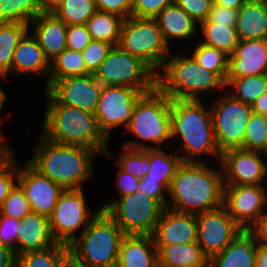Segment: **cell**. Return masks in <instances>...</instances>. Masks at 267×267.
I'll return each instance as SVG.
<instances>
[{
  "instance_id": "6da1fadb",
  "label": "cell",
  "mask_w": 267,
  "mask_h": 267,
  "mask_svg": "<svg viewBox=\"0 0 267 267\" xmlns=\"http://www.w3.org/2000/svg\"><path fill=\"white\" fill-rule=\"evenodd\" d=\"M170 118L172 145L181 141V147L175 151L182 162H206L204 157L211 156L210 160L218 161L215 166L219 164L221 154L214 135L210 106L205 99L171 100Z\"/></svg>"
},
{
  "instance_id": "7a4b0ae2",
  "label": "cell",
  "mask_w": 267,
  "mask_h": 267,
  "mask_svg": "<svg viewBox=\"0 0 267 267\" xmlns=\"http://www.w3.org/2000/svg\"><path fill=\"white\" fill-rule=\"evenodd\" d=\"M218 166L219 169L206 162H182L170 184L166 207L196 215L223 206L224 182L221 165Z\"/></svg>"
},
{
  "instance_id": "3957f363",
  "label": "cell",
  "mask_w": 267,
  "mask_h": 267,
  "mask_svg": "<svg viewBox=\"0 0 267 267\" xmlns=\"http://www.w3.org/2000/svg\"><path fill=\"white\" fill-rule=\"evenodd\" d=\"M39 140V141H38ZM27 161L42 175L64 189H83L94 178V160L98 154L81 146L59 144L41 134Z\"/></svg>"
},
{
  "instance_id": "277c9868",
  "label": "cell",
  "mask_w": 267,
  "mask_h": 267,
  "mask_svg": "<svg viewBox=\"0 0 267 267\" xmlns=\"http://www.w3.org/2000/svg\"><path fill=\"white\" fill-rule=\"evenodd\" d=\"M41 135L47 140L106 153L109 140L99 130L95 115L77 107L60 104L47 90Z\"/></svg>"
},
{
  "instance_id": "5b68a950",
  "label": "cell",
  "mask_w": 267,
  "mask_h": 267,
  "mask_svg": "<svg viewBox=\"0 0 267 267\" xmlns=\"http://www.w3.org/2000/svg\"><path fill=\"white\" fill-rule=\"evenodd\" d=\"M172 54L171 50L163 67L156 74V86L171 100L205 98L208 101L210 97H217L216 92L218 95L224 92L225 82L215 72L199 65L192 55L179 52ZM205 93L211 96L206 99Z\"/></svg>"
},
{
  "instance_id": "8992f818",
  "label": "cell",
  "mask_w": 267,
  "mask_h": 267,
  "mask_svg": "<svg viewBox=\"0 0 267 267\" xmlns=\"http://www.w3.org/2000/svg\"><path fill=\"white\" fill-rule=\"evenodd\" d=\"M170 107L171 99L157 86L144 93L126 127V132L139 140H127L122 146L133 150L159 149L164 144L167 148L172 146Z\"/></svg>"
},
{
  "instance_id": "52a82bcc",
  "label": "cell",
  "mask_w": 267,
  "mask_h": 267,
  "mask_svg": "<svg viewBox=\"0 0 267 267\" xmlns=\"http://www.w3.org/2000/svg\"><path fill=\"white\" fill-rule=\"evenodd\" d=\"M124 236L116 222L100 210L68 247L85 267H117Z\"/></svg>"
},
{
  "instance_id": "ba28073f",
  "label": "cell",
  "mask_w": 267,
  "mask_h": 267,
  "mask_svg": "<svg viewBox=\"0 0 267 267\" xmlns=\"http://www.w3.org/2000/svg\"><path fill=\"white\" fill-rule=\"evenodd\" d=\"M117 46L122 51L140 58L156 74L172 50L164 41L156 19L133 16L124 19Z\"/></svg>"
},
{
  "instance_id": "9c48e42d",
  "label": "cell",
  "mask_w": 267,
  "mask_h": 267,
  "mask_svg": "<svg viewBox=\"0 0 267 267\" xmlns=\"http://www.w3.org/2000/svg\"><path fill=\"white\" fill-rule=\"evenodd\" d=\"M209 103L213 130L220 154L243 146L246 125L252 114L251 105L234 98L224 90Z\"/></svg>"
},
{
  "instance_id": "30bf717a",
  "label": "cell",
  "mask_w": 267,
  "mask_h": 267,
  "mask_svg": "<svg viewBox=\"0 0 267 267\" xmlns=\"http://www.w3.org/2000/svg\"><path fill=\"white\" fill-rule=\"evenodd\" d=\"M102 86H125L140 90L156 87V73L140 58L114 46L94 72Z\"/></svg>"
},
{
  "instance_id": "8fae6325",
  "label": "cell",
  "mask_w": 267,
  "mask_h": 267,
  "mask_svg": "<svg viewBox=\"0 0 267 267\" xmlns=\"http://www.w3.org/2000/svg\"><path fill=\"white\" fill-rule=\"evenodd\" d=\"M84 195V189H65L57 200L49 216L50 230L57 243L70 245L101 210L91 212Z\"/></svg>"
},
{
  "instance_id": "7c38bea8",
  "label": "cell",
  "mask_w": 267,
  "mask_h": 267,
  "mask_svg": "<svg viewBox=\"0 0 267 267\" xmlns=\"http://www.w3.org/2000/svg\"><path fill=\"white\" fill-rule=\"evenodd\" d=\"M165 208L143 192H134L115 201L105 212L125 235H152Z\"/></svg>"
},
{
  "instance_id": "4fadbf2b",
  "label": "cell",
  "mask_w": 267,
  "mask_h": 267,
  "mask_svg": "<svg viewBox=\"0 0 267 267\" xmlns=\"http://www.w3.org/2000/svg\"><path fill=\"white\" fill-rule=\"evenodd\" d=\"M149 91L125 86H102L93 114L99 130L108 140H111L113 128L127 127L137 101Z\"/></svg>"
},
{
  "instance_id": "5bb4252c",
  "label": "cell",
  "mask_w": 267,
  "mask_h": 267,
  "mask_svg": "<svg viewBox=\"0 0 267 267\" xmlns=\"http://www.w3.org/2000/svg\"><path fill=\"white\" fill-rule=\"evenodd\" d=\"M196 217L197 243L209 260L222 252L243 231L224 206L196 214Z\"/></svg>"
},
{
  "instance_id": "9a60e30c",
  "label": "cell",
  "mask_w": 267,
  "mask_h": 267,
  "mask_svg": "<svg viewBox=\"0 0 267 267\" xmlns=\"http://www.w3.org/2000/svg\"><path fill=\"white\" fill-rule=\"evenodd\" d=\"M266 185H224L223 206L247 230L267 208Z\"/></svg>"
},
{
  "instance_id": "2e32d148",
  "label": "cell",
  "mask_w": 267,
  "mask_h": 267,
  "mask_svg": "<svg viewBox=\"0 0 267 267\" xmlns=\"http://www.w3.org/2000/svg\"><path fill=\"white\" fill-rule=\"evenodd\" d=\"M219 163L224 185H265L267 167L259 151L231 149L221 154Z\"/></svg>"
},
{
  "instance_id": "e0dca14e",
  "label": "cell",
  "mask_w": 267,
  "mask_h": 267,
  "mask_svg": "<svg viewBox=\"0 0 267 267\" xmlns=\"http://www.w3.org/2000/svg\"><path fill=\"white\" fill-rule=\"evenodd\" d=\"M17 184L22 188L30 203L31 211L49 217L60 195L62 186L42 175L28 161L18 163Z\"/></svg>"
},
{
  "instance_id": "ac0fdd59",
  "label": "cell",
  "mask_w": 267,
  "mask_h": 267,
  "mask_svg": "<svg viewBox=\"0 0 267 267\" xmlns=\"http://www.w3.org/2000/svg\"><path fill=\"white\" fill-rule=\"evenodd\" d=\"M102 85L94 74L70 76L55 81L47 91L60 103L94 113Z\"/></svg>"
},
{
  "instance_id": "d6986e66",
  "label": "cell",
  "mask_w": 267,
  "mask_h": 267,
  "mask_svg": "<svg viewBox=\"0 0 267 267\" xmlns=\"http://www.w3.org/2000/svg\"><path fill=\"white\" fill-rule=\"evenodd\" d=\"M267 73V39L239 40L229 56L225 86L233 78Z\"/></svg>"
},
{
  "instance_id": "ffe728a7",
  "label": "cell",
  "mask_w": 267,
  "mask_h": 267,
  "mask_svg": "<svg viewBox=\"0 0 267 267\" xmlns=\"http://www.w3.org/2000/svg\"><path fill=\"white\" fill-rule=\"evenodd\" d=\"M198 223L195 214L165 208L152 237L155 245L190 244L197 242Z\"/></svg>"
},
{
  "instance_id": "44dd1931",
  "label": "cell",
  "mask_w": 267,
  "mask_h": 267,
  "mask_svg": "<svg viewBox=\"0 0 267 267\" xmlns=\"http://www.w3.org/2000/svg\"><path fill=\"white\" fill-rule=\"evenodd\" d=\"M29 25V31L32 28L30 33L36 38L49 61L67 48V25L52 12H41Z\"/></svg>"
},
{
  "instance_id": "7402d4cb",
  "label": "cell",
  "mask_w": 267,
  "mask_h": 267,
  "mask_svg": "<svg viewBox=\"0 0 267 267\" xmlns=\"http://www.w3.org/2000/svg\"><path fill=\"white\" fill-rule=\"evenodd\" d=\"M50 61L29 30L20 39L12 58L11 75H38L49 78Z\"/></svg>"
},
{
  "instance_id": "603a6c76",
  "label": "cell",
  "mask_w": 267,
  "mask_h": 267,
  "mask_svg": "<svg viewBox=\"0 0 267 267\" xmlns=\"http://www.w3.org/2000/svg\"><path fill=\"white\" fill-rule=\"evenodd\" d=\"M56 243L50 230L49 217L31 212L20 220L17 255L29 251L45 250Z\"/></svg>"
},
{
  "instance_id": "cb8c5ba5",
  "label": "cell",
  "mask_w": 267,
  "mask_h": 267,
  "mask_svg": "<svg viewBox=\"0 0 267 267\" xmlns=\"http://www.w3.org/2000/svg\"><path fill=\"white\" fill-rule=\"evenodd\" d=\"M117 267H158L152 235H125L120 244Z\"/></svg>"
},
{
  "instance_id": "d4e9b609",
  "label": "cell",
  "mask_w": 267,
  "mask_h": 267,
  "mask_svg": "<svg viewBox=\"0 0 267 267\" xmlns=\"http://www.w3.org/2000/svg\"><path fill=\"white\" fill-rule=\"evenodd\" d=\"M155 19L168 46H171L169 42L173 39L174 42L175 40L191 42V39L198 34L199 24L175 3L166 6Z\"/></svg>"
},
{
  "instance_id": "484cf974",
  "label": "cell",
  "mask_w": 267,
  "mask_h": 267,
  "mask_svg": "<svg viewBox=\"0 0 267 267\" xmlns=\"http://www.w3.org/2000/svg\"><path fill=\"white\" fill-rule=\"evenodd\" d=\"M257 242L247 231H241L220 253L209 260L210 267H254Z\"/></svg>"
},
{
  "instance_id": "4316f807",
  "label": "cell",
  "mask_w": 267,
  "mask_h": 267,
  "mask_svg": "<svg viewBox=\"0 0 267 267\" xmlns=\"http://www.w3.org/2000/svg\"><path fill=\"white\" fill-rule=\"evenodd\" d=\"M155 246L158 267H210L209 258L197 242Z\"/></svg>"
},
{
  "instance_id": "83f0119b",
  "label": "cell",
  "mask_w": 267,
  "mask_h": 267,
  "mask_svg": "<svg viewBox=\"0 0 267 267\" xmlns=\"http://www.w3.org/2000/svg\"><path fill=\"white\" fill-rule=\"evenodd\" d=\"M235 29L239 40L267 39L265 0H248L239 9Z\"/></svg>"
},
{
  "instance_id": "f1b7e54d",
  "label": "cell",
  "mask_w": 267,
  "mask_h": 267,
  "mask_svg": "<svg viewBox=\"0 0 267 267\" xmlns=\"http://www.w3.org/2000/svg\"><path fill=\"white\" fill-rule=\"evenodd\" d=\"M87 74L90 72L86 69L82 53L66 48L50 61L49 78L46 80L44 90H47L57 80Z\"/></svg>"
},
{
  "instance_id": "f546056e",
  "label": "cell",
  "mask_w": 267,
  "mask_h": 267,
  "mask_svg": "<svg viewBox=\"0 0 267 267\" xmlns=\"http://www.w3.org/2000/svg\"><path fill=\"white\" fill-rule=\"evenodd\" d=\"M165 146L159 149H150V169L146 176L159 182L169 190L170 184L182 159L176 151H164ZM170 152V153H169Z\"/></svg>"
},
{
  "instance_id": "4dcf8cb0",
  "label": "cell",
  "mask_w": 267,
  "mask_h": 267,
  "mask_svg": "<svg viewBox=\"0 0 267 267\" xmlns=\"http://www.w3.org/2000/svg\"><path fill=\"white\" fill-rule=\"evenodd\" d=\"M124 18L106 11L97 10L86 23L91 39L118 45Z\"/></svg>"
},
{
  "instance_id": "1f68e13d",
  "label": "cell",
  "mask_w": 267,
  "mask_h": 267,
  "mask_svg": "<svg viewBox=\"0 0 267 267\" xmlns=\"http://www.w3.org/2000/svg\"><path fill=\"white\" fill-rule=\"evenodd\" d=\"M23 23H0V77L11 75L13 53L23 35L29 30Z\"/></svg>"
},
{
  "instance_id": "d6a6232c",
  "label": "cell",
  "mask_w": 267,
  "mask_h": 267,
  "mask_svg": "<svg viewBox=\"0 0 267 267\" xmlns=\"http://www.w3.org/2000/svg\"><path fill=\"white\" fill-rule=\"evenodd\" d=\"M198 31L201 33L199 41L232 55L239 39L235 26L219 23H200ZM201 39V40H200Z\"/></svg>"
},
{
  "instance_id": "836d02e7",
  "label": "cell",
  "mask_w": 267,
  "mask_h": 267,
  "mask_svg": "<svg viewBox=\"0 0 267 267\" xmlns=\"http://www.w3.org/2000/svg\"><path fill=\"white\" fill-rule=\"evenodd\" d=\"M40 0H0V23H29L43 12Z\"/></svg>"
},
{
  "instance_id": "e575fe53",
  "label": "cell",
  "mask_w": 267,
  "mask_h": 267,
  "mask_svg": "<svg viewBox=\"0 0 267 267\" xmlns=\"http://www.w3.org/2000/svg\"><path fill=\"white\" fill-rule=\"evenodd\" d=\"M96 11L95 0H61L50 10L66 25L86 24Z\"/></svg>"
},
{
  "instance_id": "d590c367",
  "label": "cell",
  "mask_w": 267,
  "mask_h": 267,
  "mask_svg": "<svg viewBox=\"0 0 267 267\" xmlns=\"http://www.w3.org/2000/svg\"><path fill=\"white\" fill-rule=\"evenodd\" d=\"M120 153L111 154L109 148L106 153L102 156H106L110 160L113 159V156L117 158L114 162L125 172L131 174L134 177L139 179L146 176L147 172L150 169V149L146 150H133L126 148L124 146L120 147ZM123 151V152H122Z\"/></svg>"
},
{
  "instance_id": "8d00e7d4",
  "label": "cell",
  "mask_w": 267,
  "mask_h": 267,
  "mask_svg": "<svg viewBox=\"0 0 267 267\" xmlns=\"http://www.w3.org/2000/svg\"><path fill=\"white\" fill-rule=\"evenodd\" d=\"M225 90L234 98L252 105L255 100L267 91V74L233 78Z\"/></svg>"
},
{
  "instance_id": "74e56055",
  "label": "cell",
  "mask_w": 267,
  "mask_h": 267,
  "mask_svg": "<svg viewBox=\"0 0 267 267\" xmlns=\"http://www.w3.org/2000/svg\"><path fill=\"white\" fill-rule=\"evenodd\" d=\"M68 252V245L62 243L41 251L24 252L17 255L16 267H58L60 260Z\"/></svg>"
},
{
  "instance_id": "f35d334b",
  "label": "cell",
  "mask_w": 267,
  "mask_h": 267,
  "mask_svg": "<svg viewBox=\"0 0 267 267\" xmlns=\"http://www.w3.org/2000/svg\"><path fill=\"white\" fill-rule=\"evenodd\" d=\"M192 55L199 65L209 71L215 72L224 82L228 73L229 55L215 47L202 42H196Z\"/></svg>"
},
{
  "instance_id": "ab89813d",
  "label": "cell",
  "mask_w": 267,
  "mask_h": 267,
  "mask_svg": "<svg viewBox=\"0 0 267 267\" xmlns=\"http://www.w3.org/2000/svg\"><path fill=\"white\" fill-rule=\"evenodd\" d=\"M15 149L9 150L0 159V208L9 195V192L17 184L18 161Z\"/></svg>"
},
{
  "instance_id": "60d3db41",
  "label": "cell",
  "mask_w": 267,
  "mask_h": 267,
  "mask_svg": "<svg viewBox=\"0 0 267 267\" xmlns=\"http://www.w3.org/2000/svg\"><path fill=\"white\" fill-rule=\"evenodd\" d=\"M267 140V117L252 112L246 125L242 149L260 151Z\"/></svg>"
},
{
  "instance_id": "b9f144b4",
  "label": "cell",
  "mask_w": 267,
  "mask_h": 267,
  "mask_svg": "<svg viewBox=\"0 0 267 267\" xmlns=\"http://www.w3.org/2000/svg\"><path fill=\"white\" fill-rule=\"evenodd\" d=\"M31 212L30 203L27 200L24 191L18 184H16L3 202V205L0 208V214L21 220Z\"/></svg>"
},
{
  "instance_id": "7bdbcfd3",
  "label": "cell",
  "mask_w": 267,
  "mask_h": 267,
  "mask_svg": "<svg viewBox=\"0 0 267 267\" xmlns=\"http://www.w3.org/2000/svg\"><path fill=\"white\" fill-rule=\"evenodd\" d=\"M113 47L114 45L110 43L92 39L91 42L81 52L86 69L90 73L94 74V72L99 68L100 64L106 59Z\"/></svg>"
},
{
  "instance_id": "ee69618b",
  "label": "cell",
  "mask_w": 267,
  "mask_h": 267,
  "mask_svg": "<svg viewBox=\"0 0 267 267\" xmlns=\"http://www.w3.org/2000/svg\"><path fill=\"white\" fill-rule=\"evenodd\" d=\"M174 0H132L131 16L155 19Z\"/></svg>"
},
{
  "instance_id": "f6af8a7d",
  "label": "cell",
  "mask_w": 267,
  "mask_h": 267,
  "mask_svg": "<svg viewBox=\"0 0 267 267\" xmlns=\"http://www.w3.org/2000/svg\"><path fill=\"white\" fill-rule=\"evenodd\" d=\"M114 165L118 167V172L114 182L115 188L117 187L118 197H115L114 200L111 197V199L107 200V202L101 205L102 207L99 208L103 211H105L113 203V201L116 200V198H120L138 191L140 179L122 170L115 162Z\"/></svg>"
},
{
  "instance_id": "bcb514c9",
  "label": "cell",
  "mask_w": 267,
  "mask_h": 267,
  "mask_svg": "<svg viewBox=\"0 0 267 267\" xmlns=\"http://www.w3.org/2000/svg\"><path fill=\"white\" fill-rule=\"evenodd\" d=\"M174 3L198 24L207 20L213 4L212 0H174Z\"/></svg>"
},
{
  "instance_id": "7dc6e473",
  "label": "cell",
  "mask_w": 267,
  "mask_h": 267,
  "mask_svg": "<svg viewBox=\"0 0 267 267\" xmlns=\"http://www.w3.org/2000/svg\"><path fill=\"white\" fill-rule=\"evenodd\" d=\"M20 220L0 214V243L15 251L17 256V235Z\"/></svg>"
},
{
  "instance_id": "c3c4849f",
  "label": "cell",
  "mask_w": 267,
  "mask_h": 267,
  "mask_svg": "<svg viewBox=\"0 0 267 267\" xmlns=\"http://www.w3.org/2000/svg\"><path fill=\"white\" fill-rule=\"evenodd\" d=\"M86 24L67 25V48L82 52L91 42Z\"/></svg>"
},
{
  "instance_id": "681fc988",
  "label": "cell",
  "mask_w": 267,
  "mask_h": 267,
  "mask_svg": "<svg viewBox=\"0 0 267 267\" xmlns=\"http://www.w3.org/2000/svg\"><path fill=\"white\" fill-rule=\"evenodd\" d=\"M138 192H143L145 195L158 201L164 208L167 206L168 190L159 182V180L143 177L138 185Z\"/></svg>"
},
{
  "instance_id": "f907efd6",
  "label": "cell",
  "mask_w": 267,
  "mask_h": 267,
  "mask_svg": "<svg viewBox=\"0 0 267 267\" xmlns=\"http://www.w3.org/2000/svg\"><path fill=\"white\" fill-rule=\"evenodd\" d=\"M238 13L239 9L212 4L207 20L201 23H219L235 26L238 19Z\"/></svg>"
},
{
  "instance_id": "816d5d0a",
  "label": "cell",
  "mask_w": 267,
  "mask_h": 267,
  "mask_svg": "<svg viewBox=\"0 0 267 267\" xmlns=\"http://www.w3.org/2000/svg\"><path fill=\"white\" fill-rule=\"evenodd\" d=\"M97 10L123 17L131 16L132 0H95Z\"/></svg>"
},
{
  "instance_id": "f5cc1de1",
  "label": "cell",
  "mask_w": 267,
  "mask_h": 267,
  "mask_svg": "<svg viewBox=\"0 0 267 267\" xmlns=\"http://www.w3.org/2000/svg\"><path fill=\"white\" fill-rule=\"evenodd\" d=\"M247 231L258 244L267 246V208Z\"/></svg>"
},
{
  "instance_id": "db71d44e",
  "label": "cell",
  "mask_w": 267,
  "mask_h": 267,
  "mask_svg": "<svg viewBox=\"0 0 267 267\" xmlns=\"http://www.w3.org/2000/svg\"><path fill=\"white\" fill-rule=\"evenodd\" d=\"M15 251L0 243V267H16Z\"/></svg>"
},
{
  "instance_id": "11a10c76",
  "label": "cell",
  "mask_w": 267,
  "mask_h": 267,
  "mask_svg": "<svg viewBox=\"0 0 267 267\" xmlns=\"http://www.w3.org/2000/svg\"><path fill=\"white\" fill-rule=\"evenodd\" d=\"M252 111L267 117V91L251 105Z\"/></svg>"
},
{
  "instance_id": "9f6ffc18",
  "label": "cell",
  "mask_w": 267,
  "mask_h": 267,
  "mask_svg": "<svg viewBox=\"0 0 267 267\" xmlns=\"http://www.w3.org/2000/svg\"><path fill=\"white\" fill-rule=\"evenodd\" d=\"M254 267H267V246L257 244Z\"/></svg>"
},
{
  "instance_id": "6f0895ef",
  "label": "cell",
  "mask_w": 267,
  "mask_h": 267,
  "mask_svg": "<svg viewBox=\"0 0 267 267\" xmlns=\"http://www.w3.org/2000/svg\"><path fill=\"white\" fill-rule=\"evenodd\" d=\"M58 267H85L70 251L60 260Z\"/></svg>"
},
{
  "instance_id": "680465c9",
  "label": "cell",
  "mask_w": 267,
  "mask_h": 267,
  "mask_svg": "<svg viewBox=\"0 0 267 267\" xmlns=\"http://www.w3.org/2000/svg\"><path fill=\"white\" fill-rule=\"evenodd\" d=\"M248 0H212L213 4L222 7L240 9Z\"/></svg>"
},
{
  "instance_id": "91938a15",
  "label": "cell",
  "mask_w": 267,
  "mask_h": 267,
  "mask_svg": "<svg viewBox=\"0 0 267 267\" xmlns=\"http://www.w3.org/2000/svg\"><path fill=\"white\" fill-rule=\"evenodd\" d=\"M1 80H5L4 77H0ZM1 80H0V83H1ZM8 95L6 94V92L3 90V87H2V83L0 84V111L4 110L3 108H5L4 106V103L6 101H8ZM1 121L0 120V133L4 136L5 134L2 133V128H1Z\"/></svg>"
},
{
  "instance_id": "94428289",
  "label": "cell",
  "mask_w": 267,
  "mask_h": 267,
  "mask_svg": "<svg viewBox=\"0 0 267 267\" xmlns=\"http://www.w3.org/2000/svg\"><path fill=\"white\" fill-rule=\"evenodd\" d=\"M6 136H3L0 133V157H3L9 150L12 149V146L8 143V141L6 142L7 138H5Z\"/></svg>"
},
{
  "instance_id": "6125c7cd",
  "label": "cell",
  "mask_w": 267,
  "mask_h": 267,
  "mask_svg": "<svg viewBox=\"0 0 267 267\" xmlns=\"http://www.w3.org/2000/svg\"><path fill=\"white\" fill-rule=\"evenodd\" d=\"M61 0H40L44 11H50Z\"/></svg>"
},
{
  "instance_id": "be15d7a7",
  "label": "cell",
  "mask_w": 267,
  "mask_h": 267,
  "mask_svg": "<svg viewBox=\"0 0 267 267\" xmlns=\"http://www.w3.org/2000/svg\"><path fill=\"white\" fill-rule=\"evenodd\" d=\"M259 152H260L261 157L264 159L265 165L267 167V140Z\"/></svg>"
},
{
  "instance_id": "e7e4bbea",
  "label": "cell",
  "mask_w": 267,
  "mask_h": 267,
  "mask_svg": "<svg viewBox=\"0 0 267 267\" xmlns=\"http://www.w3.org/2000/svg\"><path fill=\"white\" fill-rule=\"evenodd\" d=\"M265 24L267 29V0H265Z\"/></svg>"
}]
</instances>
